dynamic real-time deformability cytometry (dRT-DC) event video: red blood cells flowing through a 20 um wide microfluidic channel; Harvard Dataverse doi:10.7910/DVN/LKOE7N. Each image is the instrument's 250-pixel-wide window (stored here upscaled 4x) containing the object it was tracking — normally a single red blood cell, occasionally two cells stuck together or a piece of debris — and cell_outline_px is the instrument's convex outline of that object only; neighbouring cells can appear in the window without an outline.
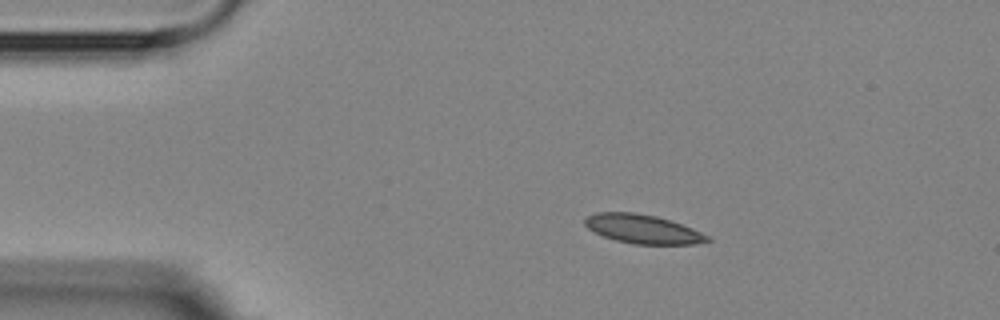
{"species": "Egyptian fruit bat (a non-hibernating species)", "species_latin": "Rousettus aegyptiacus", "temperature_condition": "room temperature", "stored_images_in_passage": 3, "camera_frame_rate_fps": 3000, "um_per_image_px": 0.085, "animal": {"sex": "female"}, "frame": {"image": 1, "passage_image": 1, "time_ms": 0.0, "image_size_px": [1000, 320], "cell_outline_px": [[712, 240], [692, 244], [632, 244], [616, 240], [604, 236], [588, 228], [584, 224], [584, 220], [588, 216], [596, 212], [632, 212], [656, 216], [692, 228], [708, 236]], "centroid_in_image_um": [54.61, 19.47], "position_along_channel_um": 30.4, "area_um2": 20.35}}